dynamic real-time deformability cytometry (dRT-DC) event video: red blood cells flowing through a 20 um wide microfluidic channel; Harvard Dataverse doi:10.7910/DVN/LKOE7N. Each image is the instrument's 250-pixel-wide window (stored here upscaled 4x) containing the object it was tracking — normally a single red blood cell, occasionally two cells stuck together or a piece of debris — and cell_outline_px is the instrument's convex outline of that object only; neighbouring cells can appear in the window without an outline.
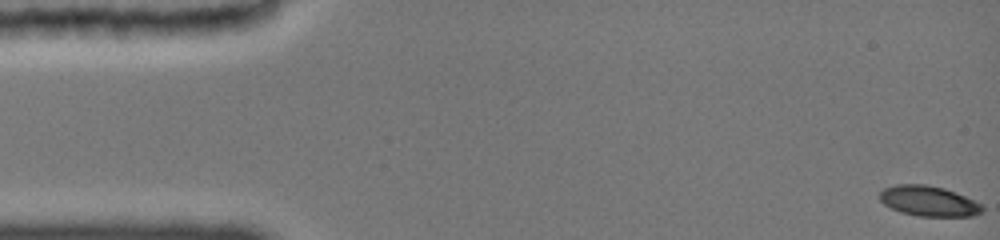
{"species": "common noctule bat (a hibernating species)", "species_latin": "Nyctalus noctula", "temperature_condition": "cold", "stored_images_in_passage": 31, "camera_frame_rate_fps": 3000, "um_per_image_px": 0.085, "animal": {"sex": "female", "body_mass_g": 19.0, "forearm_length_mm": 51.5}, "frame": {"image": 1, "passage_image": 1, "time_ms": 0.0, "image_size_px": [1000, 240], "cell_outline_px": [[984, 212], [972, 216], [916, 216], [900, 212], [884, 204], [880, 200], [880, 192], [884, 188], [896, 184], [924, 184], [944, 188], [956, 192], [984, 204]], "centroid_in_image_um": [78.98, 17.09], "position_along_channel_um": 6.0, "area_um2": 18.32}}
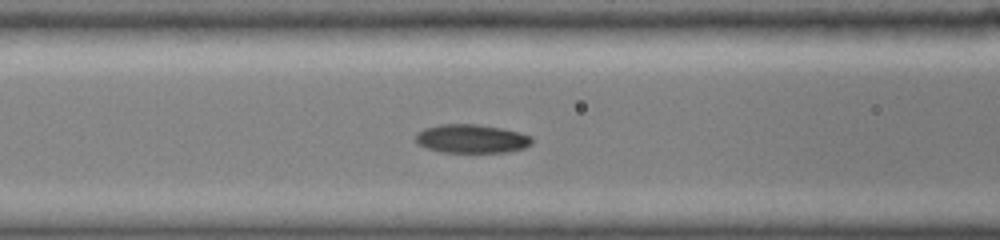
{"frame": {"image": 2, "passage_image": 22, "time_ms": 6.333, "image_size_px": [1000, 240], "cell_outline_px": [[532, 144], [524, 148], [508, 152], [440, 152], [428, 148], [420, 144], [416, 140], [416, 136], [424, 128], [440, 124], [476, 124], [500, 128], [516, 132], [528, 136], [532, 140]], "centroid_in_image_um": [40.08, 11.8], "position_along_channel_um": 126.5, "area_um2": 19.07}}
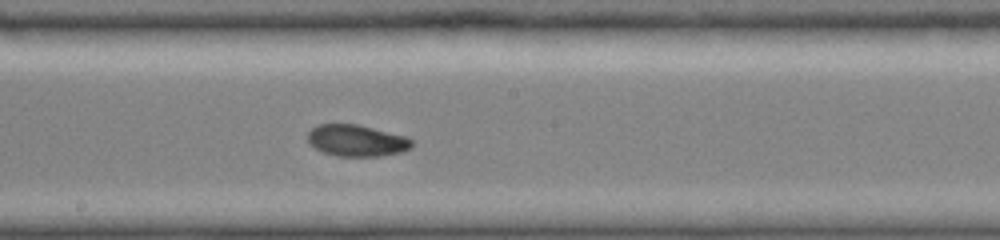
{"frame": {"image": 3, "passage_image": 31, "time_ms": 8.667, "image_size_px": [1000, 240], "cell_outline_px": [[412, 144], [404, 152], [380, 156], [336, 156], [324, 152], [308, 144], [308, 132], [312, 128], [320, 124], [356, 124], [404, 136], [412, 140]], "centroid_in_image_um": [30.28, 11.96], "position_along_channel_um": 217.9, "area_um2": 18.96}}